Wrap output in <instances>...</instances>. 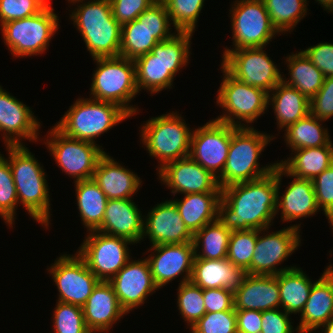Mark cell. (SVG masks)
Instances as JSON below:
<instances>
[{
    "mask_svg": "<svg viewBox=\"0 0 333 333\" xmlns=\"http://www.w3.org/2000/svg\"><path fill=\"white\" fill-rule=\"evenodd\" d=\"M277 165L268 175L222 188L218 220L232 231L271 227L276 217Z\"/></svg>",
    "mask_w": 333,
    "mask_h": 333,
    "instance_id": "6da1fadb",
    "label": "cell"
},
{
    "mask_svg": "<svg viewBox=\"0 0 333 333\" xmlns=\"http://www.w3.org/2000/svg\"><path fill=\"white\" fill-rule=\"evenodd\" d=\"M192 36V32H177L172 38L158 42L151 52L133 60L139 92L146 89L150 94H157L172 88L174 77L189 63Z\"/></svg>",
    "mask_w": 333,
    "mask_h": 333,
    "instance_id": "7a4b0ae2",
    "label": "cell"
},
{
    "mask_svg": "<svg viewBox=\"0 0 333 333\" xmlns=\"http://www.w3.org/2000/svg\"><path fill=\"white\" fill-rule=\"evenodd\" d=\"M13 180L16 187L18 203L27 213L39 222L43 228L50 223V195L45 170L36 160L26 145L6 146Z\"/></svg>",
    "mask_w": 333,
    "mask_h": 333,
    "instance_id": "3957f363",
    "label": "cell"
},
{
    "mask_svg": "<svg viewBox=\"0 0 333 333\" xmlns=\"http://www.w3.org/2000/svg\"><path fill=\"white\" fill-rule=\"evenodd\" d=\"M69 2L72 5L77 3L69 17L80 32L90 56L93 59L119 56L122 26L113 17L110 0Z\"/></svg>",
    "mask_w": 333,
    "mask_h": 333,
    "instance_id": "277c9868",
    "label": "cell"
},
{
    "mask_svg": "<svg viewBox=\"0 0 333 333\" xmlns=\"http://www.w3.org/2000/svg\"><path fill=\"white\" fill-rule=\"evenodd\" d=\"M270 135L257 131L253 126H232L226 164L222 174L217 178L221 189L232 184L259 179L275 169L277 162L266 164L264 167H260L258 162L261 152L276 138Z\"/></svg>",
    "mask_w": 333,
    "mask_h": 333,
    "instance_id": "5b68a950",
    "label": "cell"
},
{
    "mask_svg": "<svg viewBox=\"0 0 333 333\" xmlns=\"http://www.w3.org/2000/svg\"><path fill=\"white\" fill-rule=\"evenodd\" d=\"M94 70L90 98L111 102L123 108L131 117L139 113L131 101L138 95L135 64L123 56L94 58Z\"/></svg>",
    "mask_w": 333,
    "mask_h": 333,
    "instance_id": "8992f818",
    "label": "cell"
},
{
    "mask_svg": "<svg viewBox=\"0 0 333 333\" xmlns=\"http://www.w3.org/2000/svg\"><path fill=\"white\" fill-rule=\"evenodd\" d=\"M131 116L119 105L78 98L55 126L66 136L96 143L95 139Z\"/></svg>",
    "mask_w": 333,
    "mask_h": 333,
    "instance_id": "52a82bcc",
    "label": "cell"
},
{
    "mask_svg": "<svg viewBox=\"0 0 333 333\" xmlns=\"http://www.w3.org/2000/svg\"><path fill=\"white\" fill-rule=\"evenodd\" d=\"M145 122L139 130L140 140L150 157L159 159L158 170L167 163L189 156L193 130L181 114L172 111Z\"/></svg>",
    "mask_w": 333,
    "mask_h": 333,
    "instance_id": "ba28073f",
    "label": "cell"
},
{
    "mask_svg": "<svg viewBox=\"0 0 333 333\" xmlns=\"http://www.w3.org/2000/svg\"><path fill=\"white\" fill-rule=\"evenodd\" d=\"M220 67L224 77L217 92L216 104L225 111L215 120L235 127H251L250 124L264 115L269 107L268 92L235 79Z\"/></svg>",
    "mask_w": 333,
    "mask_h": 333,
    "instance_id": "9c48e42d",
    "label": "cell"
},
{
    "mask_svg": "<svg viewBox=\"0 0 333 333\" xmlns=\"http://www.w3.org/2000/svg\"><path fill=\"white\" fill-rule=\"evenodd\" d=\"M59 16L52 5L38 14L2 24V38L12 56L17 58L43 54L59 29Z\"/></svg>",
    "mask_w": 333,
    "mask_h": 333,
    "instance_id": "30bf717a",
    "label": "cell"
},
{
    "mask_svg": "<svg viewBox=\"0 0 333 333\" xmlns=\"http://www.w3.org/2000/svg\"><path fill=\"white\" fill-rule=\"evenodd\" d=\"M171 24L165 4L157 0L137 19L122 25L120 56L134 60L151 52L158 42L168 40L178 32L171 33Z\"/></svg>",
    "mask_w": 333,
    "mask_h": 333,
    "instance_id": "8fae6325",
    "label": "cell"
},
{
    "mask_svg": "<svg viewBox=\"0 0 333 333\" xmlns=\"http://www.w3.org/2000/svg\"><path fill=\"white\" fill-rule=\"evenodd\" d=\"M50 129L44 143L62 173L75 182L92 179L100 158L106 153L102 146L66 136L55 125Z\"/></svg>",
    "mask_w": 333,
    "mask_h": 333,
    "instance_id": "7c38bea8",
    "label": "cell"
},
{
    "mask_svg": "<svg viewBox=\"0 0 333 333\" xmlns=\"http://www.w3.org/2000/svg\"><path fill=\"white\" fill-rule=\"evenodd\" d=\"M231 14L232 49L224 48L223 56L229 50L266 47L278 35L273 27L263 0H236L229 10Z\"/></svg>",
    "mask_w": 333,
    "mask_h": 333,
    "instance_id": "4fadbf2b",
    "label": "cell"
},
{
    "mask_svg": "<svg viewBox=\"0 0 333 333\" xmlns=\"http://www.w3.org/2000/svg\"><path fill=\"white\" fill-rule=\"evenodd\" d=\"M131 244L128 239L95 230L87 233L76 253L100 281L109 282L132 259Z\"/></svg>",
    "mask_w": 333,
    "mask_h": 333,
    "instance_id": "5bb4252c",
    "label": "cell"
},
{
    "mask_svg": "<svg viewBox=\"0 0 333 333\" xmlns=\"http://www.w3.org/2000/svg\"><path fill=\"white\" fill-rule=\"evenodd\" d=\"M300 225L293 224L271 233L268 232L269 227L257 230L254 254L251 265L246 270L247 274L276 276L295 268V266L284 268L278 266L301 246Z\"/></svg>",
    "mask_w": 333,
    "mask_h": 333,
    "instance_id": "9a60e30c",
    "label": "cell"
},
{
    "mask_svg": "<svg viewBox=\"0 0 333 333\" xmlns=\"http://www.w3.org/2000/svg\"><path fill=\"white\" fill-rule=\"evenodd\" d=\"M265 47L229 50L221 66L235 79L270 93L282 81L276 62L268 56Z\"/></svg>",
    "mask_w": 333,
    "mask_h": 333,
    "instance_id": "2e32d148",
    "label": "cell"
},
{
    "mask_svg": "<svg viewBox=\"0 0 333 333\" xmlns=\"http://www.w3.org/2000/svg\"><path fill=\"white\" fill-rule=\"evenodd\" d=\"M58 290L59 302L83 306L100 280L77 254H62L47 268Z\"/></svg>",
    "mask_w": 333,
    "mask_h": 333,
    "instance_id": "e0dca14e",
    "label": "cell"
},
{
    "mask_svg": "<svg viewBox=\"0 0 333 333\" xmlns=\"http://www.w3.org/2000/svg\"><path fill=\"white\" fill-rule=\"evenodd\" d=\"M231 136L232 125L209 120L192 131L189 156L218 178L226 164Z\"/></svg>",
    "mask_w": 333,
    "mask_h": 333,
    "instance_id": "ac0fdd59",
    "label": "cell"
},
{
    "mask_svg": "<svg viewBox=\"0 0 333 333\" xmlns=\"http://www.w3.org/2000/svg\"><path fill=\"white\" fill-rule=\"evenodd\" d=\"M153 251V252H152ZM147 252L155 285L161 289L181 276V283L191 279L195 250L193 242L153 245Z\"/></svg>",
    "mask_w": 333,
    "mask_h": 333,
    "instance_id": "d6986e66",
    "label": "cell"
},
{
    "mask_svg": "<svg viewBox=\"0 0 333 333\" xmlns=\"http://www.w3.org/2000/svg\"><path fill=\"white\" fill-rule=\"evenodd\" d=\"M121 308L128 314L139 308L159 288L155 285L147 259L129 260L109 281Z\"/></svg>",
    "mask_w": 333,
    "mask_h": 333,
    "instance_id": "ffe728a7",
    "label": "cell"
},
{
    "mask_svg": "<svg viewBox=\"0 0 333 333\" xmlns=\"http://www.w3.org/2000/svg\"><path fill=\"white\" fill-rule=\"evenodd\" d=\"M32 109L19 101L0 85V132L5 146L24 145L39 140L41 123Z\"/></svg>",
    "mask_w": 333,
    "mask_h": 333,
    "instance_id": "44dd1931",
    "label": "cell"
},
{
    "mask_svg": "<svg viewBox=\"0 0 333 333\" xmlns=\"http://www.w3.org/2000/svg\"><path fill=\"white\" fill-rule=\"evenodd\" d=\"M161 183L175 194L221 192L218 179L190 156L167 163L157 170Z\"/></svg>",
    "mask_w": 333,
    "mask_h": 333,
    "instance_id": "7402d4cb",
    "label": "cell"
},
{
    "mask_svg": "<svg viewBox=\"0 0 333 333\" xmlns=\"http://www.w3.org/2000/svg\"><path fill=\"white\" fill-rule=\"evenodd\" d=\"M149 211L144 215L142 240L149 238L150 246L193 242V234L172 200L160 202Z\"/></svg>",
    "mask_w": 333,
    "mask_h": 333,
    "instance_id": "603a6c76",
    "label": "cell"
},
{
    "mask_svg": "<svg viewBox=\"0 0 333 333\" xmlns=\"http://www.w3.org/2000/svg\"><path fill=\"white\" fill-rule=\"evenodd\" d=\"M283 176L293 178L286 187L282 196L280 195L281 180ZM277 201L276 215L280 210L283 222H293L315 215L320 211L316 202L315 190L312 180L298 178L290 175L279 163H277Z\"/></svg>",
    "mask_w": 333,
    "mask_h": 333,
    "instance_id": "cb8c5ba5",
    "label": "cell"
},
{
    "mask_svg": "<svg viewBox=\"0 0 333 333\" xmlns=\"http://www.w3.org/2000/svg\"><path fill=\"white\" fill-rule=\"evenodd\" d=\"M132 198L108 199L104 218L97 231L139 243L143 236L144 215Z\"/></svg>",
    "mask_w": 333,
    "mask_h": 333,
    "instance_id": "d4e9b609",
    "label": "cell"
},
{
    "mask_svg": "<svg viewBox=\"0 0 333 333\" xmlns=\"http://www.w3.org/2000/svg\"><path fill=\"white\" fill-rule=\"evenodd\" d=\"M87 328L92 333H107L127 313L121 308L112 285L100 281L82 306Z\"/></svg>",
    "mask_w": 333,
    "mask_h": 333,
    "instance_id": "484cf974",
    "label": "cell"
},
{
    "mask_svg": "<svg viewBox=\"0 0 333 333\" xmlns=\"http://www.w3.org/2000/svg\"><path fill=\"white\" fill-rule=\"evenodd\" d=\"M333 318V266L330 264L322 276L314 281L297 326L299 333L316 332ZM314 330V331H313Z\"/></svg>",
    "mask_w": 333,
    "mask_h": 333,
    "instance_id": "4316f807",
    "label": "cell"
},
{
    "mask_svg": "<svg viewBox=\"0 0 333 333\" xmlns=\"http://www.w3.org/2000/svg\"><path fill=\"white\" fill-rule=\"evenodd\" d=\"M280 308L278 275L247 274L234 292L235 310L266 311Z\"/></svg>",
    "mask_w": 333,
    "mask_h": 333,
    "instance_id": "83f0119b",
    "label": "cell"
},
{
    "mask_svg": "<svg viewBox=\"0 0 333 333\" xmlns=\"http://www.w3.org/2000/svg\"><path fill=\"white\" fill-rule=\"evenodd\" d=\"M108 199L132 198L142 186L140 177L115 161L107 152L100 158L92 178Z\"/></svg>",
    "mask_w": 333,
    "mask_h": 333,
    "instance_id": "f1b7e54d",
    "label": "cell"
},
{
    "mask_svg": "<svg viewBox=\"0 0 333 333\" xmlns=\"http://www.w3.org/2000/svg\"><path fill=\"white\" fill-rule=\"evenodd\" d=\"M246 276L245 269L235 266L227 258H194L190 281L202 289L226 288L235 292Z\"/></svg>",
    "mask_w": 333,
    "mask_h": 333,
    "instance_id": "f546056e",
    "label": "cell"
},
{
    "mask_svg": "<svg viewBox=\"0 0 333 333\" xmlns=\"http://www.w3.org/2000/svg\"><path fill=\"white\" fill-rule=\"evenodd\" d=\"M181 200H172L186 227L194 235L205 225L218 219L221 192L183 194Z\"/></svg>",
    "mask_w": 333,
    "mask_h": 333,
    "instance_id": "4dcf8cb0",
    "label": "cell"
},
{
    "mask_svg": "<svg viewBox=\"0 0 333 333\" xmlns=\"http://www.w3.org/2000/svg\"><path fill=\"white\" fill-rule=\"evenodd\" d=\"M269 105H272L279 130L286 129L310 113V100L283 81L268 93Z\"/></svg>",
    "mask_w": 333,
    "mask_h": 333,
    "instance_id": "1f68e13d",
    "label": "cell"
},
{
    "mask_svg": "<svg viewBox=\"0 0 333 333\" xmlns=\"http://www.w3.org/2000/svg\"><path fill=\"white\" fill-rule=\"evenodd\" d=\"M294 152V153H292ZM291 157L279 163L290 175L313 180L318 174L333 164V143L314 148L293 150Z\"/></svg>",
    "mask_w": 333,
    "mask_h": 333,
    "instance_id": "d6a6232c",
    "label": "cell"
},
{
    "mask_svg": "<svg viewBox=\"0 0 333 333\" xmlns=\"http://www.w3.org/2000/svg\"><path fill=\"white\" fill-rule=\"evenodd\" d=\"M74 183L81 221L86 232L95 231L102 224L108 198L93 179Z\"/></svg>",
    "mask_w": 333,
    "mask_h": 333,
    "instance_id": "836d02e7",
    "label": "cell"
},
{
    "mask_svg": "<svg viewBox=\"0 0 333 333\" xmlns=\"http://www.w3.org/2000/svg\"><path fill=\"white\" fill-rule=\"evenodd\" d=\"M311 280L297 266L279 273L280 308L288 314H301L314 283Z\"/></svg>",
    "mask_w": 333,
    "mask_h": 333,
    "instance_id": "e575fe53",
    "label": "cell"
},
{
    "mask_svg": "<svg viewBox=\"0 0 333 333\" xmlns=\"http://www.w3.org/2000/svg\"><path fill=\"white\" fill-rule=\"evenodd\" d=\"M285 59L290 78L286 79L284 76L282 81L291 87H295L310 100L323 85L325 78L323 73L307 58L301 49L298 53H291Z\"/></svg>",
    "mask_w": 333,
    "mask_h": 333,
    "instance_id": "d590c367",
    "label": "cell"
},
{
    "mask_svg": "<svg viewBox=\"0 0 333 333\" xmlns=\"http://www.w3.org/2000/svg\"><path fill=\"white\" fill-rule=\"evenodd\" d=\"M323 122L309 113L306 117L289 125L284 129V141L287 147L293 151L300 148L326 146L331 139L328 128L322 126Z\"/></svg>",
    "mask_w": 333,
    "mask_h": 333,
    "instance_id": "8d00e7d4",
    "label": "cell"
},
{
    "mask_svg": "<svg viewBox=\"0 0 333 333\" xmlns=\"http://www.w3.org/2000/svg\"><path fill=\"white\" fill-rule=\"evenodd\" d=\"M231 233L232 230L227 229L218 219L205 225L193 235L194 258L210 260L227 258Z\"/></svg>",
    "mask_w": 333,
    "mask_h": 333,
    "instance_id": "74e56055",
    "label": "cell"
},
{
    "mask_svg": "<svg viewBox=\"0 0 333 333\" xmlns=\"http://www.w3.org/2000/svg\"><path fill=\"white\" fill-rule=\"evenodd\" d=\"M273 27L278 33L293 32L308 11V0H263Z\"/></svg>",
    "mask_w": 333,
    "mask_h": 333,
    "instance_id": "f35d334b",
    "label": "cell"
},
{
    "mask_svg": "<svg viewBox=\"0 0 333 333\" xmlns=\"http://www.w3.org/2000/svg\"><path fill=\"white\" fill-rule=\"evenodd\" d=\"M177 307L189 329L206 314L203 289L191 281L179 283L177 289Z\"/></svg>",
    "mask_w": 333,
    "mask_h": 333,
    "instance_id": "ab89813d",
    "label": "cell"
},
{
    "mask_svg": "<svg viewBox=\"0 0 333 333\" xmlns=\"http://www.w3.org/2000/svg\"><path fill=\"white\" fill-rule=\"evenodd\" d=\"M169 13L175 31L192 32L196 30L199 15L205 0H161Z\"/></svg>",
    "mask_w": 333,
    "mask_h": 333,
    "instance_id": "60d3db41",
    "label": "cell"
},
{
    "mask_svg": "<svg viewBox=\"0 0 333 333\" xmlns=\"http://www.w3.org/2000/svg\"><path fill=\"white\" fill-rule=\"evenodd\" d=\"M2 155L0 152V217L12 228L19 203L9 162Z\"/></svg>",
    "mask_w": 333,
    "mask_h": 333,
    "instance_id": "b9f144b4",
    "label": "cell"
},
{
    "mask_svg": "<svg viewBox=\"0 0 333 333\" xmlns=\"http://www.w3.org/2000/svg\"><path fill=\"white\" fill-rule=\"evenodd\" d=\"M256 240V229L232 231L227 250V259L235 266L247 270L251 265Z\"/></svg>",
    "mask_w": 333,
    "mask_h": 333,
    "instance_id": "7bdbcfd3",
    "label": "cell"
},
{
    "mask_svg": "<svg viewBox=\"0 0 333 333\" xmlns=\"http://www.w3.org/2000/svg\"><path fill=\"white\" fill-rule=\"evenodd\" d=\"M53 333H92L86 326L81 306L56 301Z\"/></svg>",
    "mask_w": 333,
    "mask_h": 333,
    "instance_id": "ee69618b",
    "label": "cell"
},
{
    "mask_svg": "<svg viewBox=\"0 0 333 333\" xmlns=\"http://www.w3.org/2000/svg\"><path fill=\"white\" fill-rule=\"evenodd\" d=\"M190 333H237V316L235 309L206 313Z\"/></svg>",
    "mask_w": 333,
    "mask_h": 333,
    "instance_id": "f6af8a7d",
    "label": "cell"
},
{
    "mask_svg": "<svg viewBox=\"0 0 333 333\" xmlns=\"http://www.w3.org/2000/svg\"><path fill=\"white\" fill-rule=\"evenodd\" d=\"M46 5L41 0H0V26L38 14Z\"/></svg>",
    "mask_w": 333,
    "mask_h": 333,
    "instance_id": "bcb514c9",
    "label": "cell"
},
{
    "mask_svg": "<svg viewBox=\"0 0 333 333\" xmlns=\"http://www.w3.org/2000/svg\"><path fill=\"white\" fill-rule=\"evenodd\" d=\"M316 202L328 219L333 214V164L313 180Z\"/></svg>",
    "mask_w": 333,
    "mask_h": 333,
    "instance_id": "7dc6e473",
    "label": "cell"
},
{
    "mask_svg": "<svg viewBox=\"0 0 333 333\" xmlns=\"http://www.w3.org/2000/svg\"><path fill=\"white\" fill-rule=\"evenodd\" d=\"M310 114L325 122L333 117V77L324 78L322 87L310 99Z\"/></svg>",
    "mask_w": 333,
    "mask_h": 333,
    "instance_id": "c3c4849f",
    "label": "cell"
},
{
    "mask_svg": "<svg viewBox=\"0 0 333 333\" xmlns=\"http://www.w3.org/2000/svg\"><path fill=\"white\" fill-rule=\"evenodd\" d=\"M157 0H110L113 17L122 26L131 22Z\"/></svg>",
    "mask_w": 333,
    "mask_h": 333,
    "instance_id": "681fc988",
    "label": "cell"
},
{
    "mask_svg": "<svg viewBox=\"0 0 333 333\" xmlns=\"http://www.w3.org/2000/svg\"><path fill=\"white\" fill-rule=\"evenodd\" d=\"M302 52L323 73L325 78L333 77V43L321 42Z\"/></svg>",
    "mask_w": 333,
    "mask_h": 333,
    "instance_id": "f907efd6",
    "label": "cell"
},
{
    "mask_svg": "<svg viewBox=\"0 0 333 333\" xmlns=\"http://www.w3.org/2000/svg\"><path fill=\"white\" fill-rule=\"evenodd\" d=\"M290 314L284 310L270 309L262 312L263 333H299L298 328L292 326Z\"/></svg>",
    "mask_w": 333,
    "mask_h": 333,
    "instance_id": "816d5d0a",
    "label": "cell"
},
{
    "mask_svg": "<svg viewBox=\"0 0 333 333\" xmlns=\"http://www.w3.org/2000/svg\"><path fill=\"white\" fill-rule=\"evenodd\" d=\"M206 313L234 309V292L226 288L203 289Z\"/></svg>",
    "mask_w": 333,
    "mask_h": 333,
    "instance_id": "f5cc1de1",
    "label": "cell"
},
{
    "mask_svg": "<svg viewBox=\"0 0 333 333\" xmlns=\"http://www.w3.org/2000/svg\"><path fill=\"white\" fill-rule=\"evenodd\" d=\"M237 333H257L262 330V312L256 310H235Z\"/></svg>",
    "mask_w": 333,
    "mask_h": 333,
    "instance_id": "db71d44e",
    "label": "cell"
},
{
    "mask_svg": "<svg viewBox=\"0 0 333 333\" xmlns=\"http://www.w3.org/2000/svg\"><path fill=\"white\" fill-rule=\"evenodd\" d=\"M318 2L322 7H324V10L327 12L333 13V0H315Z\"/></svg>",
    "mask_w": 333,
    "mask_h": 333,
    "instance_id": "11a10c76",
    "label": "cell"
},
{
    "mask_svg": "<svg viewBox=\"0 0 333 333\" xmlns=\"http://www.w3.org/2000/svg\"><path fill=\"white\" fill-rule=\"evenodd\" d=\"M323 327V328H322ZM323 333H333V318L319 327Z\"/></svg>",
    "mask_w": 333,
    "mask_h": 333,
    "instance_id": "9f6ffc18",
    "label": "cell"
},
{
    "mask_svg": "<svg viewBox=\"0 0 333 333\" xmlns=\"http://www.w3.org/2000/svg\"><path fill=\"white\" fill-rule=\"evenodd\" d=\"M328 223H329V225H331V228L333 230V214L328 218Z\"/></svg>",
    "mask_w": 333,
    "mask_h": 333,
    "instance_id": "6f0895ef",
    "label": "cell"
},
{
    "mask_svg": "<svg viewBox=\"0 0 333 333\" xmlns=\"http://www.w3.org/2000/svg\"><path fill=\"white\" fill-rule=\"evenodd\" d=\"M46 6L51 5V0H41Z\"/></svg>",
    "mask_w": 333,
    "mask_h": 333,
    "instance_id": "680465c9",
    "label": "cell"
}]
</instances>
